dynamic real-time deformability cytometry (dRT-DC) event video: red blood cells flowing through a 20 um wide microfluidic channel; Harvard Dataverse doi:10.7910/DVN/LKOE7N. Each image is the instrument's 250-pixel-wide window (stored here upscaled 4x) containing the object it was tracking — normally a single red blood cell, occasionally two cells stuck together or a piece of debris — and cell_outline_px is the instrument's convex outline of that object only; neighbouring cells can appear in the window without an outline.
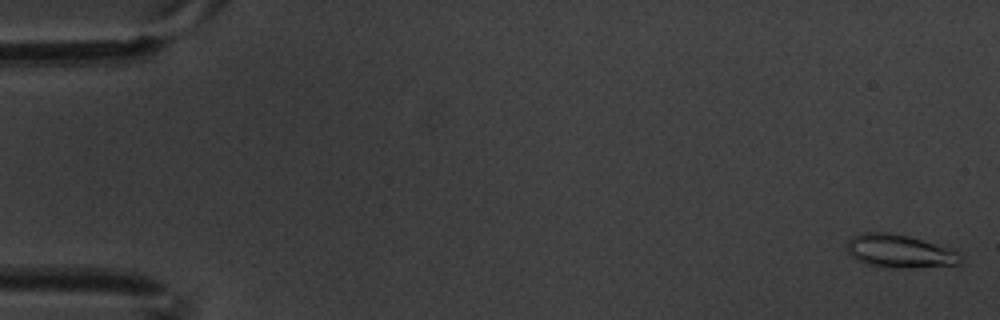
{"species": "common noctule bat (a hibernating species)", "species_latin": "Nyctalus noctula", "temperature_condition": "warm", "stored_images_in_passage": 7, "camera_frame_rate_fps": 3000, "um_per_image_px": 0.085, "animal": {"sex": "male", "body_mass_g": 20.1, "forearm_length_mm": 53.5}, "frame": {"image": 1, "passage_image": 1, "time_ms": 0.0, "image_size_px": [1000, 320], "cell_outline_px": [[964, 260], [960, 264], [892, 268], [868, 264], [856, 260], [848, 252], [848, 240], [852, 236], [860, 232], [884, 232], [908, 236], [956, 248]], "centroid_in_image_um": [76.52, 21.33], "position_along_channel_um": 8.5, "area_um2": 22.08}}
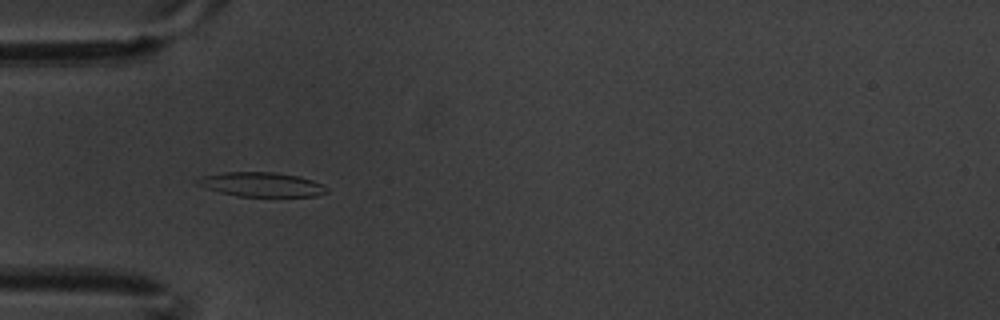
{"frame": {"image": 2, "passage_image": 6, "time_ms": 1.667, "image_size_px": [1000, 320], "cell_outline_px": [[328, 192], [316, 196], [236, 196], [220, 192], [196, 184], [192, 180], [200, 176], [224, 172], [276, 172], [300, 176], [312, 180], [328, 188]], "centroid_in_image_um": [22.19, 15.67], "position_along_channel_um": 62.8, "area_um2": 18.44}}